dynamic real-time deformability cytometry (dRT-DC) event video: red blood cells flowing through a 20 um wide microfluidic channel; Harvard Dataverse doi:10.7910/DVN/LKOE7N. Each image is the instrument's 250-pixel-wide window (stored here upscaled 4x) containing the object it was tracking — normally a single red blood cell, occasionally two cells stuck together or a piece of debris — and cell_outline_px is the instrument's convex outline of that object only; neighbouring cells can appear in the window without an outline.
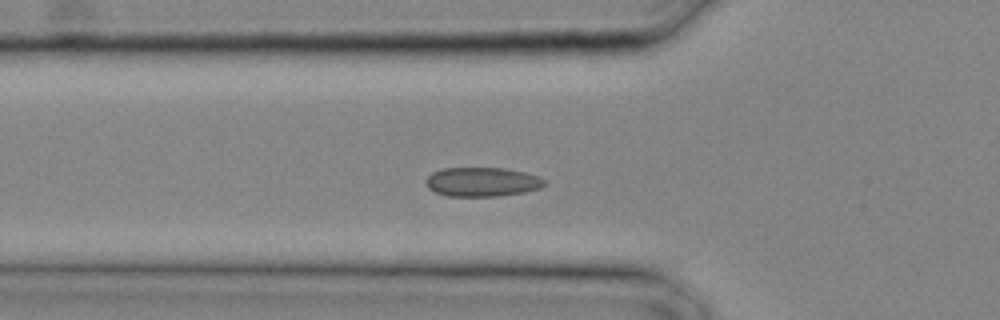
{"species": "common noctule bat (a hibernating species)", "species_latin": "Nyctalus noctula", "temperature_condition": "cold", "stored_images_in_passage": 28, "camera_frame_rate_fps": 3000, "um_per_image_px": 0.085, "animal": {"sex": "male", "body_mass_g": 20.4}, "frame": {"image": 1, "passage_image": 9, "time_ms": 2.667, "image_size_px": [1000, 320], "cell_outline_px": [[548, 184], [540, 188], [524, 192], [500, 196], [448, 196], [436, 192], [428, 188], [424, 184], [424, 180], [432, 172], [444, 168], [504, 168], [524, 172], [540, 176]], "centroid_in_image_um": [40.98, 15.46], "position_along_channel_um": 84.8, "area_um2": 20.35}}